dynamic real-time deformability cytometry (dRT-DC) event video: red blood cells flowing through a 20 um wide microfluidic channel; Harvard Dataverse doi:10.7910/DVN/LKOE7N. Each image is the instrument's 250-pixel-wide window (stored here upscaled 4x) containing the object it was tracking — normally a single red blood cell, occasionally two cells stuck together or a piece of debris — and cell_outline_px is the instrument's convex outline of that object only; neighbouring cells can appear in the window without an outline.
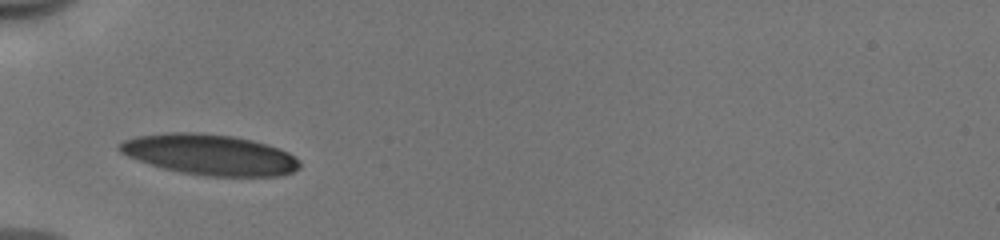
{"species": "human", "species_latin": "Homo sapiens", "temperature_condition": "cold", "stored_images_in_passage": 28, "camera_frame_rate_fps": 3000, "um_per_image_px": 0.085, "donor": {"sex": "male"}, "frame": {"image": 1, "passage_image": 1, "time_ms": 0.0, "image_size_px": [1000, 240], "cell_outline_px": [[300, 168], [292, 172], [280, 176], [204, 176], [180, 172], [164, 168], [128, 156], [120, 152], [116, 148], [116, 144], [124, 140], [136, 136], [168, 132], [196, 132], [232, 136], [252, 140], [268, 144], [288, 152], [300, 160]], "centroid_in_image_um": [17.83, 13.14], "position_along_channel_um": 67.2, "area_um2": 42.77}}
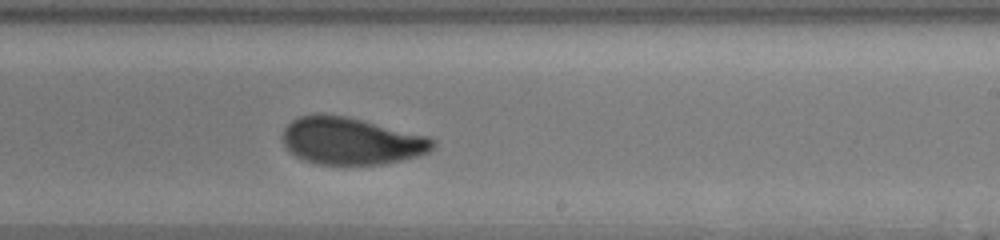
{"frame": {"image": 2, "passage_image": 16, "time_ms": 5.0, "image_size_px": [1000, 240], "cell_outline_px": [[436, 144], [428, 152], [420, 156], [380, 164], [320, 164], [304, 160], [296, 156], [284, 144], [284, 128], [292, 120], [300, 116], [320, 112], [348, 116], [428, 136], [436, 140]], "centroid_in_image_um": [29.87, 11.96], "position_along_channel_um": 259.1, "area_um2": 41.33}}
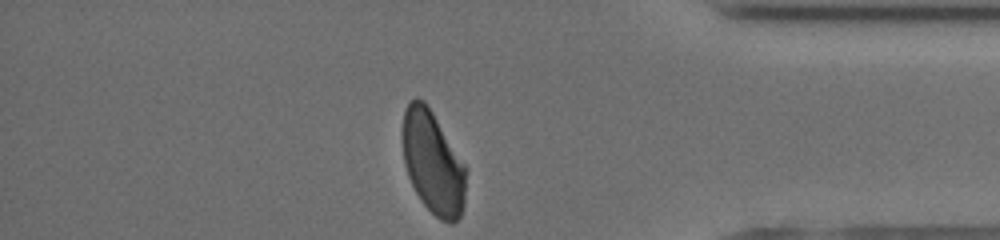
{"frame": {"image": 3, "passage_image": 28, "time_ms": 9.0, "image_size_px": [1000, 240], "cell_outline_px": [[464, 204], [460, 216], [452, 224], [448, 224], [440, 220], [420, 200], [408, 176], [404, 164], [400, 136], [404, 112], [408, 104], [416, 96], [424, 100], [428, 104], [464, 164]], "centroid_in_image_um": [36.74, 13.79], "position_along_channel_um": 398.5, "area_um2": 38.03}, "authors_computed_cell_mechanics": {"area_um2": 41.616, "velocity_mm_per_s": 3.9497, "shape_relaxation_time_tau1_ms": 3.7061, "shape_relaxation_time_tau2_ms": 0.82, "deformation_change_tau1": 0.1464, "deformation_change_tau2": 0.0613}}